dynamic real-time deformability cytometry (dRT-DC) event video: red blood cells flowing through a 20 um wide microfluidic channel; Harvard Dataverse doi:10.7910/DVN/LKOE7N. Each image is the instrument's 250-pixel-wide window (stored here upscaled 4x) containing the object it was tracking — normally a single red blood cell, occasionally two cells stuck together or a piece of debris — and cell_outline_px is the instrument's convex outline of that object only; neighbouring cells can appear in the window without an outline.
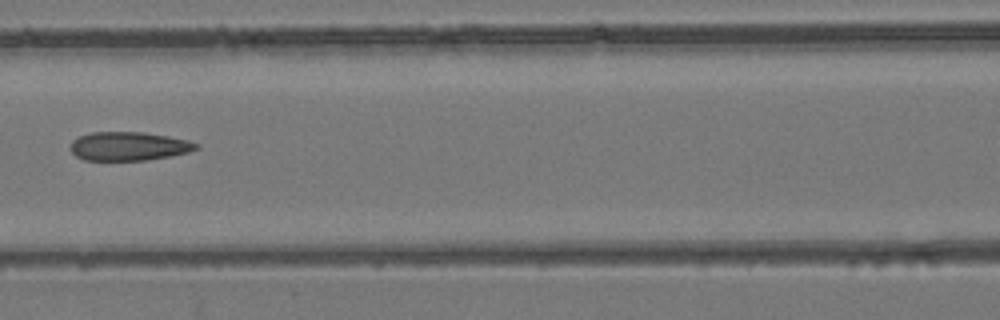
{"species": "common noctule bat (a hibernating species)", "species_latin": "Nyctalus noctula", "temperature_condition": "room temperature", "stored_images_in_passage": 7, "camera_frame_rate_fps": 3000, "um_per_image_px": 0.085, "animal": {"sex": "female", "body_mass_g": 24.6, "forearm_length_mm": 56.2}, "frame": {"image": 1, "passage_image": 6, "time_ms": 7.0, "image_size_px": [1000, 320], "cell_outline_px": [[200, 148], [188, 152], [168, 156], [144, 160], [84, 160], [76, 156], [72, 152], [72, 140], [80, 136], [92, 132], [144, 132], [168, 136], [188, 140], [200, 144]], "centroid_in_image_um": [10.97, 12.42], "position_along_channel_um": 155.6, "area_um2": 20.92}}
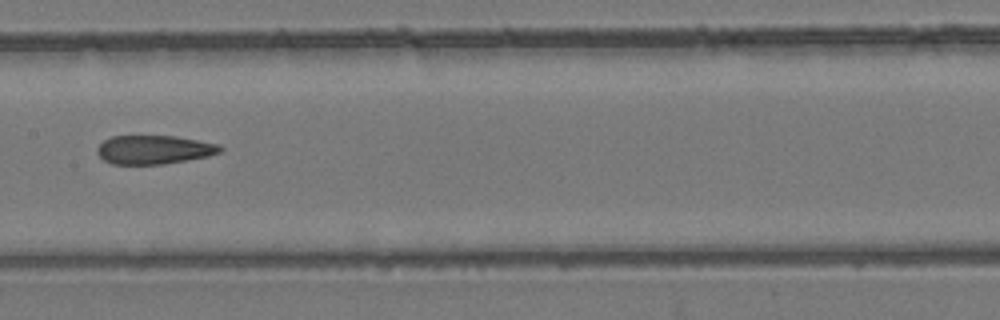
{"frame": {"image": 2, "passage_image": 7, "time_ms": 8.0, "image_size_px": [1000, 320], "cell_outline_px": [[224, 148], [220, 152], [208, 156], [164, 164], [112, 164], [104, 160], [96, 152], [96, 148], [104, 140], [112, 136], [176, 136], [220, 144]], "centroid_in_image_um": [13.1, 12.72], "position_along_channel_um": 194.3, "area_um2": 20.63}}